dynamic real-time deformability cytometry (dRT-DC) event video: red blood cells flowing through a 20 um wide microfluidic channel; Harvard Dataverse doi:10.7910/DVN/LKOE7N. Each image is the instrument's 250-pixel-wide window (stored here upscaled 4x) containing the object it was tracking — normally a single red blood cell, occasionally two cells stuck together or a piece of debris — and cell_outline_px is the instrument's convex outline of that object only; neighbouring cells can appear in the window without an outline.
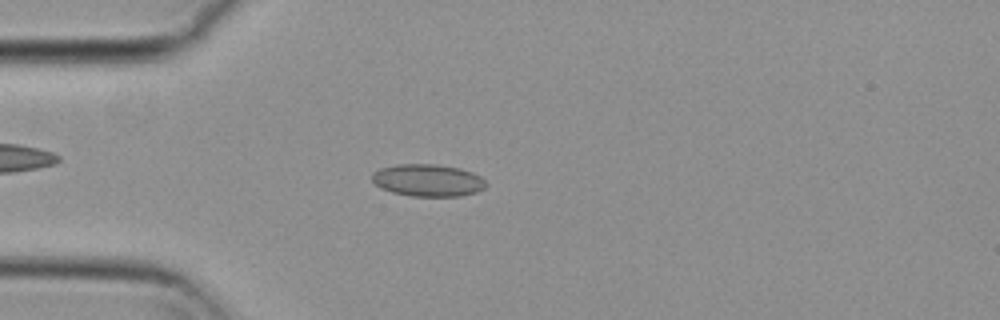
{"species": "common noctule bat (a hibernating species)", "species_latin": "Nyctalus noctula", "temperature_condition": "cold", "stored_images_in_passage": 54, "camera_frame_rate_fps": 3000, "um_per_image_px": 0.085, "animal": {"sex": "female", "body_mass_g": 29.2, "forearm_length_mm": 56.3}, "frame": {"image": 1, "passage_image": 14, "time_ms": 4.333, "image_size_px": [1000, 320], "cell_outline_px": [[488, 184], [484, 188], [476, 192], [460, 196], [412, 196], [392, 192], [380, 188], [372, 180], [372, 172], [380, 168], [396, 164], [436, 164], [460, 168], [472, 172], [480, 176]], "centroid_in_image_um": [36.36, 15.32], "position_along_channel_um": 48.6, "area_um2": 21.5}}
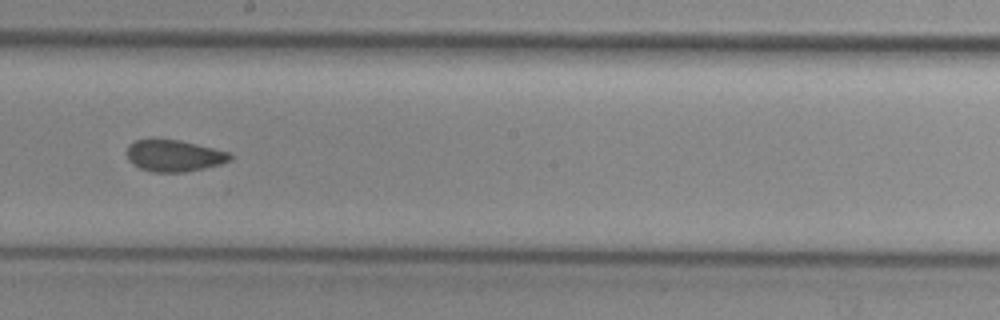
{"frame": {"image": 2, "passage_image": 30, "time_ms": 9.667, "image_size_px": [1000, 320], "cell_outline_px": [[232, 160], [220, 164], [204, 168], [184, 172], [152, 172], [140, 168], [132, 164], [128, 160], [124, 152], [128, 144], [136, 140], [180, 140], [228, 152], [232, 156]], "centroid_in_image_um": [14.74, 13.24], "position_along_channel_um": 233.5, "area_um2": 19.02}}
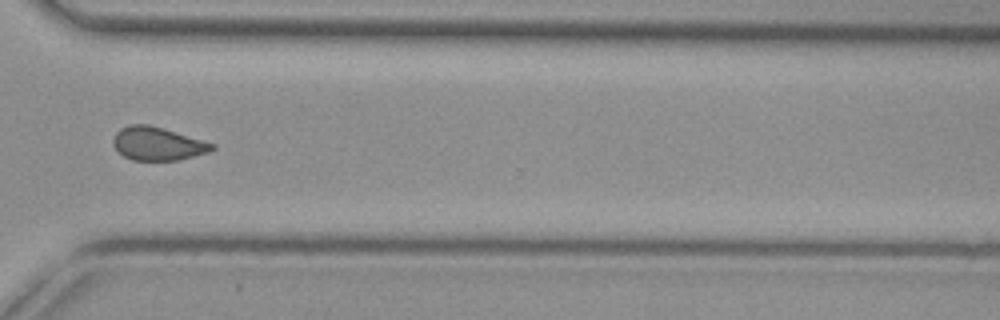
{"frame": {"image": 3, "passage_image": 40, "time_ms": 13.0, "image_size_px": [1000, 320], "cell_outline_px": [[216, 148], [208, 152], [176, 160], [132, 160], [124, 156], [112, 144], [112, 140], [116, 132], [120, 128], [128, 124], [148, 124], [164, 128], [216, 144]], "centroid_in_image_um": [13.38, 12.19], "position_along_channel_um": 357.2, "area_um2": 19.19}, "authors_computed_cell_mechanics": {"area_um2": 19.8254, "velocity_mm_per_s": 3.7143, "shape_relaxation_time_tau1_ms": null, "shape_relaxation_time_tau2_ms": 2.4446, "deformation_change_tau1": null, "deformation_change_tau2": 0.0827}}